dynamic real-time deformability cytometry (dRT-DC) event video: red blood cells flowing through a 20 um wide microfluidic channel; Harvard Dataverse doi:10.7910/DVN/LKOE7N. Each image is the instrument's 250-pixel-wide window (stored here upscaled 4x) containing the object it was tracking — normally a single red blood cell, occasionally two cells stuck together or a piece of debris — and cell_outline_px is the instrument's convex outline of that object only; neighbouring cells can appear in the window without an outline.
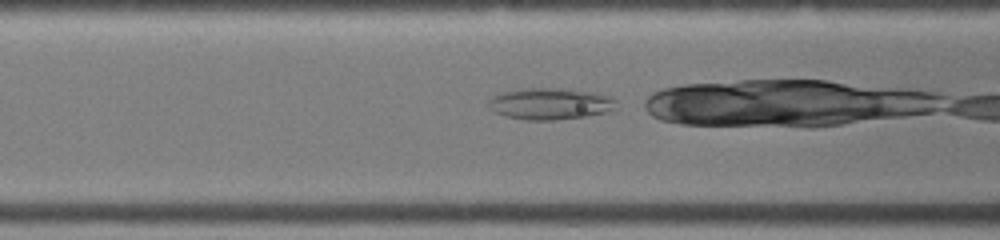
{"species": "common noctule bat (a hibernating species)", "species_latin": "Nyctalus noctula", "temperature_condition": "warm", "stored_images_in_passage": 22, "camera_frame_rate_fps": 3000, "um_per_image_px": 0.085, "animal": {"sex": "female", "body_mass_g": 19.0, "forearm_length_mm": 51.5}, "frame": {"image": 1, "passage_image": 13, "time_ms": 4.0, "image_size_px": [1000, 240], "cell_outline_px": [[616, 100], [612, 108], [608, 112], [584, 116], [556, 120], [524, 120], [504, 116], [492, 112], [488, 108], [488, 100], [496, 92], [524, 88], [560, 88], [592, 92], [612, 96]], "centroid_in_image_um": [46.66, 8.81], "position_along_channel_um": 119.9, "area_um2": 23.81}}
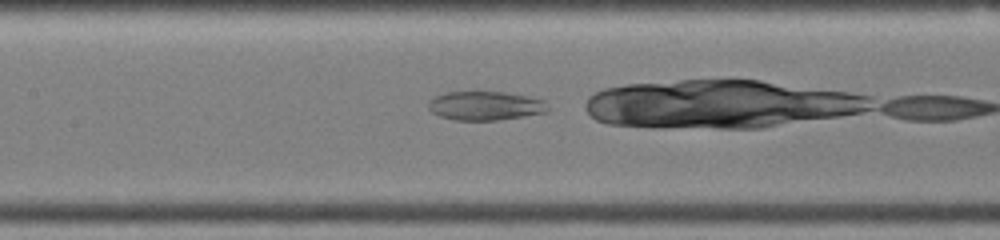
{"frame": {"image": 2, "passage_image": 16, "time_ms": 5.0, "image_size_px": [1000, 240], "cell_outline_px": [[548, 112], [524, 116], [496, 120], [452, 120], [440, 116], [432, 112], [428, 108], [428, 100], [432, 96], [444, 92], [476, 88], [504, 92], [544, 100], [548, 108]], "centroid_in_image_um": [41.15, 8.94], "position_along_channel_um": 166.2, "area_um2": 21.04}}